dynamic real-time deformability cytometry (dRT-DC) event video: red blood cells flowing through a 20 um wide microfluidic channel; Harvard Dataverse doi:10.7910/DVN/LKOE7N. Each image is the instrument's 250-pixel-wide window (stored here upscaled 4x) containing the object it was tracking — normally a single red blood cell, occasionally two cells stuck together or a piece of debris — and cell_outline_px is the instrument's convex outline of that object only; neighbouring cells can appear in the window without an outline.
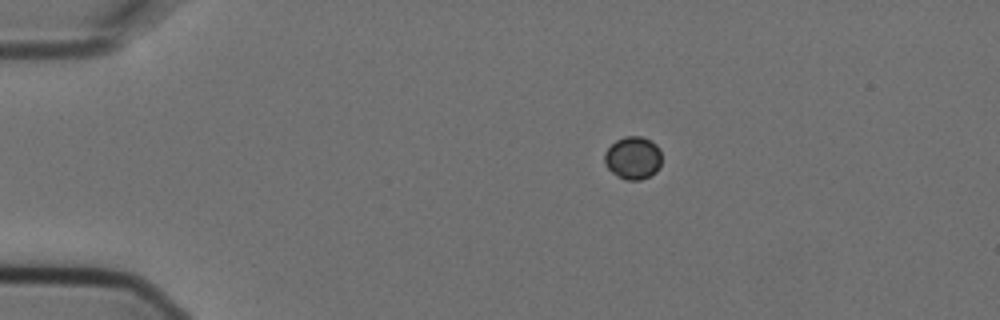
{"species": "Egyptian fruit bat (a non-hibernating species)", "species_latin": "Rousettus aegyptiacus", "temperature_condition": "cold", "stored_images_in_passage": 6, "camera_frame_rate_fps": 3000, "um_per_image_px": 0.085, "animal": {"sex": "female"}, "frame": {"image": 1, "passage_image": 1, "time_ms": 0.0, "image_size_px": [1000, 320], "cell_outline_px": [[660, 168], [656, 172], [640, 180], [624, 180], [616, 176], [604, 164], [604, 152], [616, 140], [624, 136], [640, 136], [652, 140], [660, 148]], "centroid_in_image_um": [53.8, 13.42], "position_along_channel_um": 31.2, "area_um2": 14.45}}
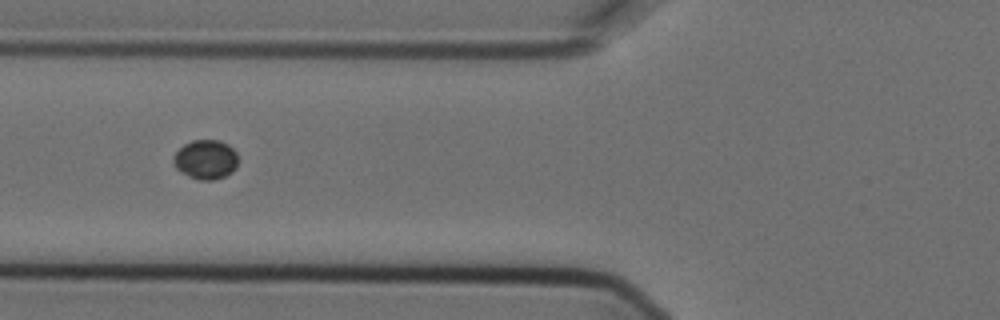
{"frame": {"image": 2, "passage_image": 4, "time_ms": 1.0, "image_size_px": [1000, 320], "cell_outline_px": [[236, 168], [232, 172], [224, 176], [212, 180], [200, 180], [188, 176], [180, 172], [176, 168], [172, 160], [172, 156], [184, 144], [192, 140], [220, 140], [228, 144], [236, 152]], "centroid_in_image_um": [17.46, 13.55], "position_along_channel_um": 108.3, "area_um2": 14.85}}
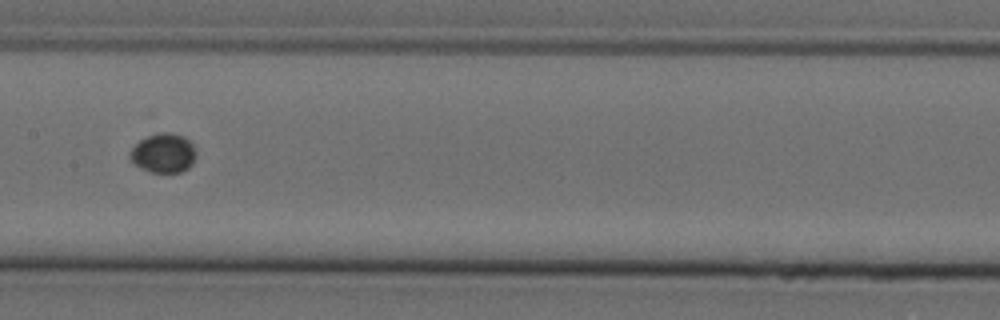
{"frame": {"image": 3, "passage_image": 6, "time_ms": 1.667, "image_size_px": [1000, 320], "cell_outline_px": [[196, 156], [192, 164], [188, 168], [180, 172], [148, 172], [132, 164], [128, 156], [128, 152], [140, 140], [156, 132], [168, 132], [184, 136], [192, 144], [196, 152]], "centroid_in_image_um": [13.86, 13.02], "position_along_channel_um": 193.5, "area_um2": 15.37}}